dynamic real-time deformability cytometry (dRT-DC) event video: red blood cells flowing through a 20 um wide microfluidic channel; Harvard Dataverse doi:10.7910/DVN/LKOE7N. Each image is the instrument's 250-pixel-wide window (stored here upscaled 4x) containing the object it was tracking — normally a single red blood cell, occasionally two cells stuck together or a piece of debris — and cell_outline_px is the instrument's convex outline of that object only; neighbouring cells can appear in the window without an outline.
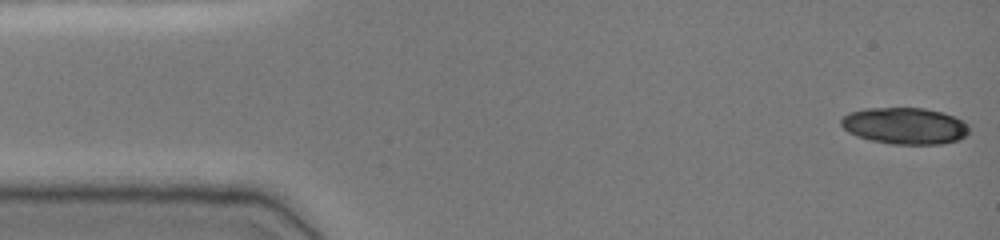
{"species": "common noctule bat (a hibernating species)", "species_latin": "Nyctalus noctula", "temperature_condition": "cold", "stored_images_in_passage": 48, "camera_frame_rate_fps": 3000, "um_per_image_px": 0.085, "animal": {"sex": "female", "body_mass_g": 19.0, "forearm_length_mm": 51.5}, "frame": {"image": 1, "passage_image": 1, "time_ms": 0.0, "image_size_px": [1000, 240], "cell_outline_px": [[968, 132], [960, 140], [940, 144], [892, 144], [872, 140], [856, 136], [848, 132], [840, 124], [840, 120], [848, 112], [864, 108], [924, 108], [940, 112], [964, 120], [968, 124]], "centroid_in_image_um": [76.89, 10.69], "position_along_channel_um": 8.1, "area_um2": 27.34}}
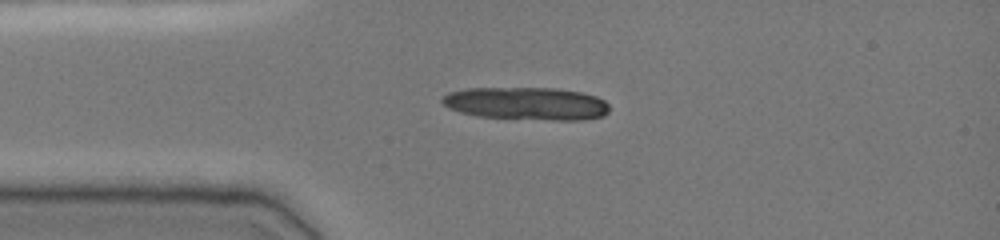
{"frame": {"image": 2, "passage_image": 11, "time_ms": 3.333, "image_size_px": [1000, 240], "cell_outline_px": [[608, 112], [604, 116], [584, 120], [552, 120], [476, 116], [460, 112], [448, 108], [440, 100], [448, 92], [468, 88], [556, 88], [580, 92], [596, 96], [604, 100], [608, 104]], "centroid_in_image_um": [44.76, 8.8], "position_along_channel_um": 40.2, "area_um2": 32.02}, "authors_computed_cell_mechanics": {"area_um2": 19.7676, "velocity_mm_per_s": 3.8942, "shape_relaxation_time_tau1_ms": 5.7053, "shape_relaxation_time_tau2_ms": 1.2622, "deformation_change_tau1": 0.1906, "deformation_change_tau2": 0.0399}}